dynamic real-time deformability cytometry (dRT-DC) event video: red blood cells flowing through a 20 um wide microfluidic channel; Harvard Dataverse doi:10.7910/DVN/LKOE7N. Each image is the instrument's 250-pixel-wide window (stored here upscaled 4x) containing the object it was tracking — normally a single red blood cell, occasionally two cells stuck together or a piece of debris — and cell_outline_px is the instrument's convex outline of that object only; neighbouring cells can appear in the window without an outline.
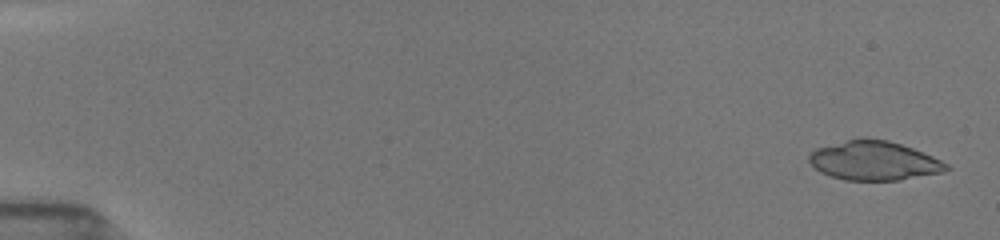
{"species": "common noctule bat (a hibernating species)", "species_latin": "Nyctalus noctula", "temperature_condition": "room temperature", "stored_images_in_passage": 52, "camera_frame_rate_fps": 3000, "um_per_image_px": 0.085, "animal": {"sex": "female", "body_mass_g": 19.5, "forearm_length_mm": 54.1}, "frame": {"image": 1, "passage_image": 2, "time_ms": 0.333, "image_size_px": [1000, 240], "cell_outline_px": [[952, 168], [940, 172], [900, 180], [844, 180], [820, 172], [808, 160], [808, 156], [816, 148], [864, 136], [888, 140], [912, 148], [932, 156], [948, 164]], "centroid_in_image_um": [74.28, 13.65], "position_along_channel_um": 10.7, "area_um2": 31.15}}
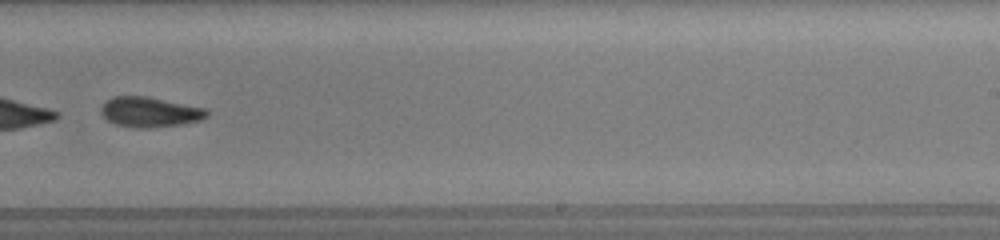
{"frame": {"image": 2, "passage_image": 35, "time_ms": 11.333, "image_size_px": [1000, 240], "cell_outline_px": [[208, 116], [200, 120], [184, 124], [148, 128], [136, 128], [116, 124], [108, 120], [100, 112], [100, 108], [112, 96], [148, 96], [208, 108]], "centroid_in_image_um": [12.78, 9.52], "position_along_channel_um": 276.2, "area_um2": 18.73}}
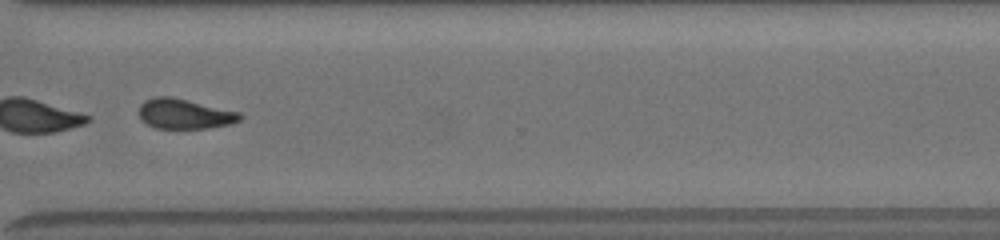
{"frame": {"image": 3, "passage_image": 41, "time_ms": 13.333, "image_size_px": [1000, 240], "cell_outline_px": [[244, 116], [240, 120], [232, 124], [208, 128], [156, 128], [140, 120], [140, 104], [144, 100], [156, 96], [172, 96], [240, 112]], "centroid_in_image_um": [15.71, 9.67], "position_along_channel_um": 354.9, "area_um2": 17.8}}